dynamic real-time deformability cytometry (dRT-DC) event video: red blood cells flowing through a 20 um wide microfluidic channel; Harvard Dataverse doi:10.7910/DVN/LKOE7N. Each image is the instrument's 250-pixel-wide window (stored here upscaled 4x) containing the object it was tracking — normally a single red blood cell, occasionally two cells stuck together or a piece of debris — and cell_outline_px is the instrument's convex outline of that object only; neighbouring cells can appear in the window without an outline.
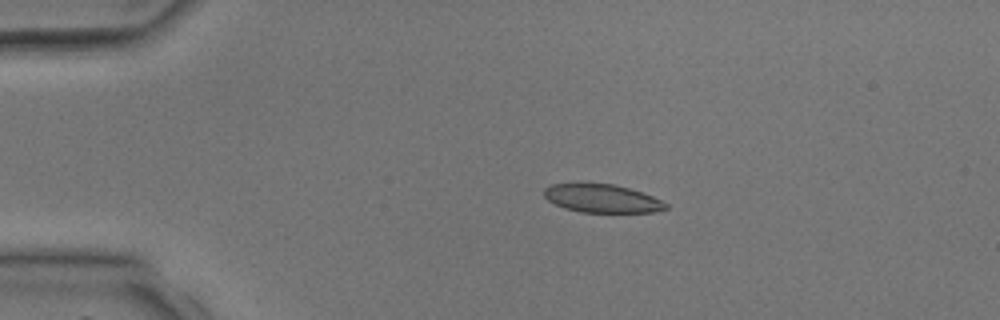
{"species": "common noctule bat (a hibernating species)", "species_latin": "Nyctalus noctula", "temperature_condition": "room temperature", "stored_images_in_passage": 2, "camera_frame_rate_fps": 3000, "um_per_image_px": 0.085, "animal": {"sex": "male", "body_mass_g": 17.9, "forearm_length_mm": 54.2}, "frame": {"image": 1, "passage_image": 1, "time_ms": 0.0, "image_size_px": [1000, 320], "cell_outline_px": [[668, 208], [652, 212], [580, 212], [564, 208], [548, 200], [544, 196], [544, 188], [552, 184], [580, 180], [612, 184], [628, 188], [652, 196], [668, 204]], "centroid_in_image_um": [51.09, 16.82], "position_along_channel_um": 33.9, "area_um2": 20.58}}